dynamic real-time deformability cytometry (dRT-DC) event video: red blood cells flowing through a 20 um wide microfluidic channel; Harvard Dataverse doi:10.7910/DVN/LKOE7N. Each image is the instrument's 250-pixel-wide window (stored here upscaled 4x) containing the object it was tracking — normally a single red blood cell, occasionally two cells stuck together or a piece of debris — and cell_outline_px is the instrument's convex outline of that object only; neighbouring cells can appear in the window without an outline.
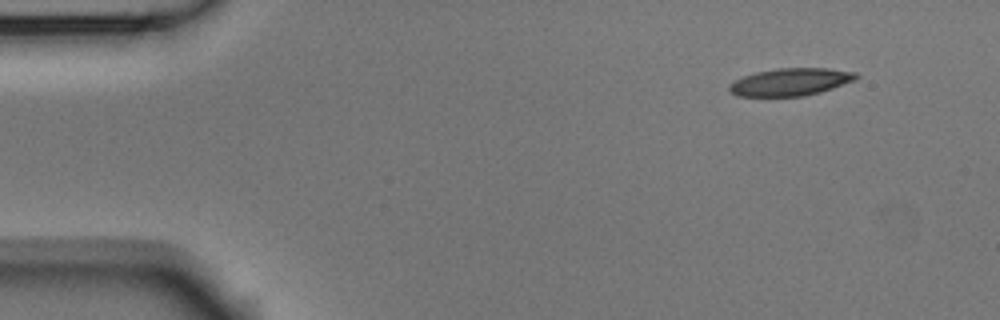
{"species": "Egyptian fruit bat (a non-hibernating species)", "species_latin": "Rousettus aegyptiacus", "temperature_condition": "room temperature", "stored_images_in_passage": 3, "camera_frame_rate_fps": 3000, "um_per_image_px": 0.085, "animal": {"sex": "male"}, "frame": {"image": 1, "passage_image": 1, "time_ms": 0.0, "image_size_px": [1000, 320], "cell_outline_px": [[860, 76], [856, 80], [820, 92], [804, 96], [736, 96], [728, 88], [728, 84], [744, 76], [756, 72], [776, 68], [828, 68], [856, 72]], "centroid_in_image_um": [67.22, 6.96], "position_along_channel_um": 17.8, "area_um2": 20.35}}